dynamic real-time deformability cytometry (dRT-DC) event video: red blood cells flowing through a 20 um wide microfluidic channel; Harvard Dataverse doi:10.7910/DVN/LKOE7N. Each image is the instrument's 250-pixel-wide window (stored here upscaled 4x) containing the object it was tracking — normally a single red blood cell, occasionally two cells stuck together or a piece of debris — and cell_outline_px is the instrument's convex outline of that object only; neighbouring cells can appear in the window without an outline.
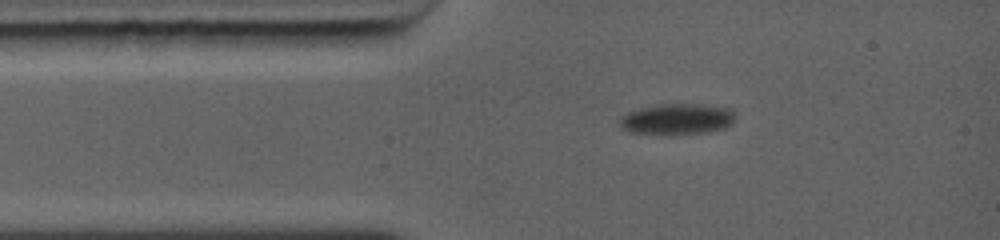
{"species": "common noctule bat (a hibernating species)", "species_latin": "Nyctalus noctula", "temperature_condition": "warm", "stored_images_in_passage": 7, "camera_frame_rate_fps": 5000, "um_per_image_px": 0.085, "animal": {"sex": "female", "body_mass_g": 19.0, "forearm_length_mm": 56.7}, "frame": {"image": 1, "passage_image": 1, "time_ms": 0.0, "image_size_px": [1000, 240], "cell_outline_px": [[732, 124], [724, 128], [708, 132], [680, 136], [668, 136], [628, 132], [620, 124], [620, 116], [628, 112], [640, 108], [668, 104], [684, 104], [724, 108], [732, 112]], "centroid_in_image_um": [57.47, 10.19], "position_along_channel_um": 27.5, "area_um2": 20.75}}
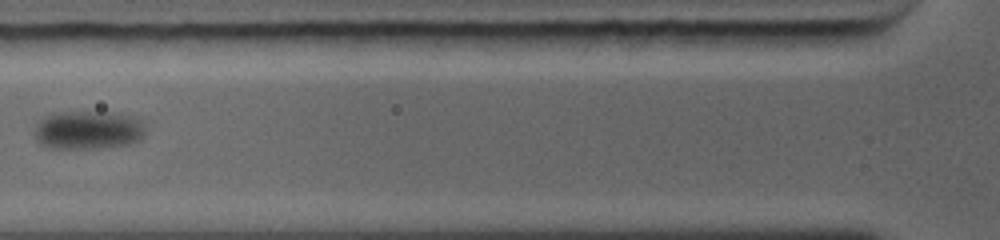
{"frame": {"image": 2, "passage_image": 5, "time_ms": 2.8, "image_size_px": [1000, 240], "cell_outline_px": [[144, 132], [140, 140], [128, 144], [92, 148], [44, 148], [36, 140], [36, 128], [40, 120], [44, 116], [60, 112], [92, 112], [128, 116], [136, 120], [144, 128]], "centroid_in_image_um": [7.4, 11.08], "position_along_channel_um": 118.4, "area_um2": 24.16}}
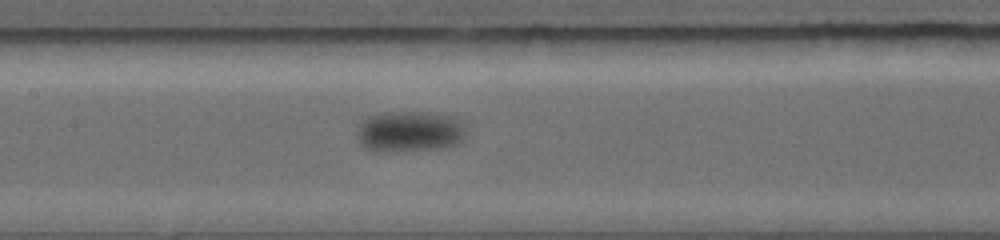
{"frame": {"image": 3, "passage_image": 7, "time_ms": 4.2, "image_size_px": [1000, 240], "cell_outline_px": [[464, 140], [448, 148], [396, 152], [372, 152], [364, 148], [360, 144], [356, 136], [360, 116], [380, 112], [428, 112], [444, 116], [460, 124], [464, 132]], "centroid_in_image_um": [34.64, 11.21], "position_along_channel_um": 172.8, "area_um2": 26.59}}